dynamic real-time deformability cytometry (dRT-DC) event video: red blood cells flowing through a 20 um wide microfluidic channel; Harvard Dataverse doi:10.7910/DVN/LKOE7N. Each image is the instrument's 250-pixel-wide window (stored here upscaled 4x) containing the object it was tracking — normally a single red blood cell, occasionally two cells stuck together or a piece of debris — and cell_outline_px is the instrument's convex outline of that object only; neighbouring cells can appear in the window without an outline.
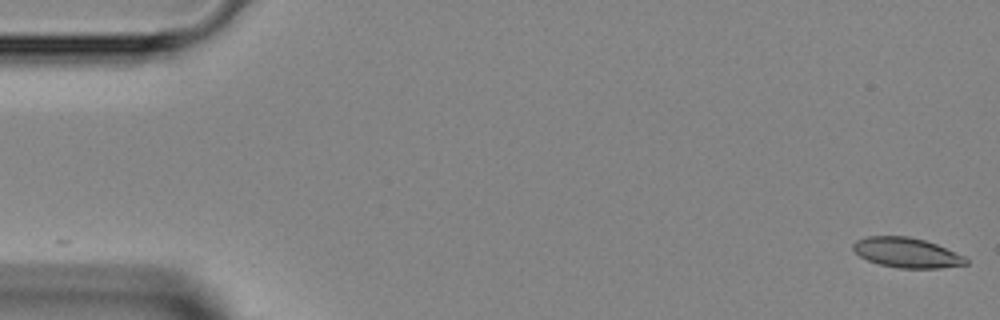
{"species": "Egyptian fruit bat (a non-hibernating species)", "species_latin": "Rousettus aegyptiacus", "temperature_condition": "room temperature", "stored_images_in_passage": 46, "camera_frame_rate_fps": 3000, "um_per_image_px": 0.085, "animal": {"sex": "female"}, "frame": {"image": 1, "passage_image": 1, "time_ms": 0.0, "image_size_px": [1000, 320], "cell_outline_px": [[968, 264], [940, 268], [900, 268], [880, 264], [868, 260], [860, 256], [852, 248], [852, 244], [856, 240], [868, 236], [908, 236], [924, 240], [936, 244], [964, 256], [968, 260]], "centroid_in_image_um": [77.06, 21.47], "position_along_channel_um": 7.9, "area_um2": 19.54}}
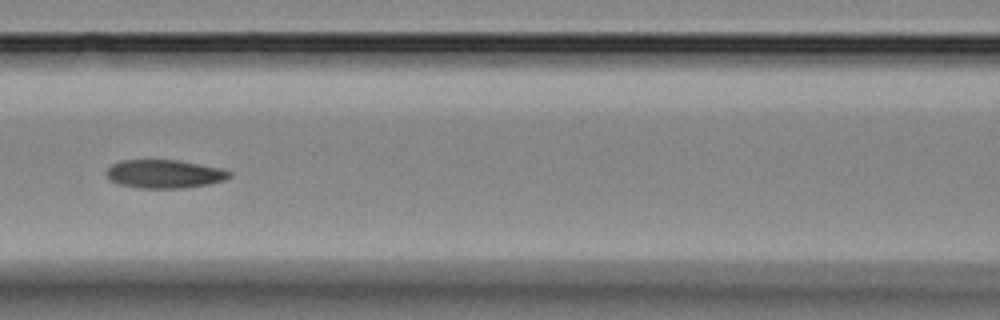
{"frame": {"image": 2, "passage_image": 20, "time_ms": 6.333, "image_size_px": [1000, 320], "cell_outline_px": [[232, 176], [224, 180], [208, 184], [180, 188], [140, 188], [120, 184], [112, 180], [104, 172], [112, 164], [120, 160], [176, 160], [220, 168], [232, 172]], "centroid_in_image_um": [13.97, 14.78], "position_along_channel_um": 152.6, "area_um2": 20.17}}
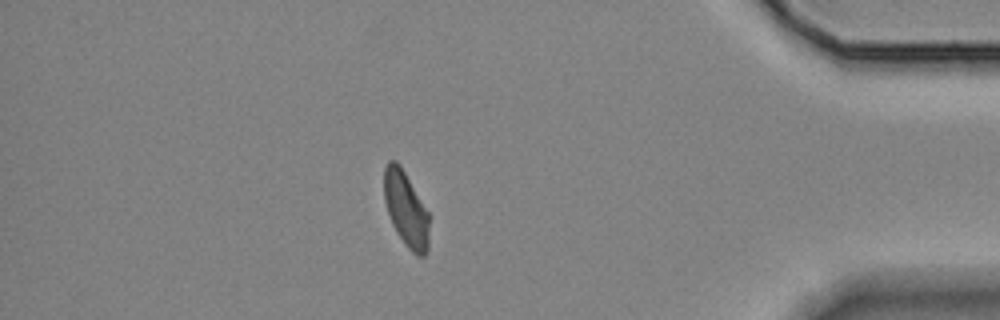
{"frame": {"image": 3, "passage_image": 40, "time_ms": 13.0, "image_size_px": [1000, 320], "cell_outline_px": [[428, 252], [424, 256], [416, 256], [408, 248], [396, 232], [392, 224], [384, 200], [384, 168], [388, 160], [396, 160], [400, 164], [428, 212]], "centroid_in_image_um": [34.49, 17.77], "position_along_channel_um": 400.7, "area_um2": 19.65}}